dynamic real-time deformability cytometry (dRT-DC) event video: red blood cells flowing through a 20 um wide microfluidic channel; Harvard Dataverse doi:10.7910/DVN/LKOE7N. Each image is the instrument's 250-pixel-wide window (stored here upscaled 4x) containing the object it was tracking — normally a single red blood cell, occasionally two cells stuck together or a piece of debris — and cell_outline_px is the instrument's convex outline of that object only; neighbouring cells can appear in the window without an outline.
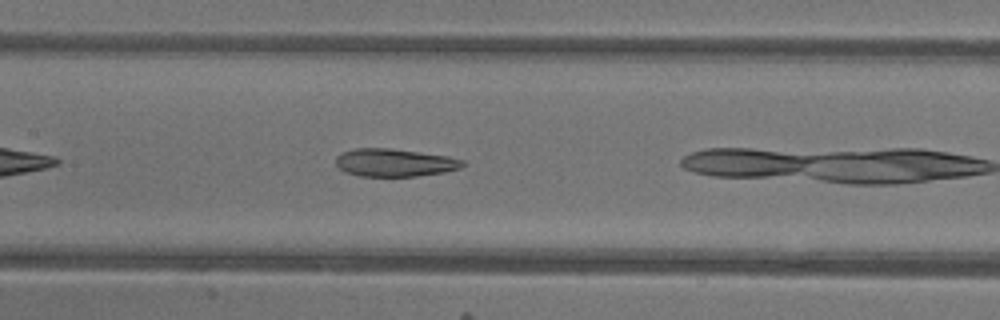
{"species": "common noctule bat (a hibernating species)", "species_latin": "Nyctalus noctula", "temperature_condition": "warm", "stored_images_in_passage": 8, "camera_frame_rate_fps": 3000, "um_per_image_px": 0.085, "animal": {"sex": "female"}, "frame": {"image": 1, "passage_image": 7, "time_ms": 2.0, "image_size_px": [1000, 320], "cell_outline_px": [[464, 164], [460, 168], [444, 172], [416, 176], [360, 176], [344, 172], [336, 164], [336, 156], [344, 152], [356, 148], [392, 148], [448, 156], [464, 160]], "centroid_in_image_um": [33.54, 13.82], "position_along_channel_um": 173.9, "area_um2": 20.52}}